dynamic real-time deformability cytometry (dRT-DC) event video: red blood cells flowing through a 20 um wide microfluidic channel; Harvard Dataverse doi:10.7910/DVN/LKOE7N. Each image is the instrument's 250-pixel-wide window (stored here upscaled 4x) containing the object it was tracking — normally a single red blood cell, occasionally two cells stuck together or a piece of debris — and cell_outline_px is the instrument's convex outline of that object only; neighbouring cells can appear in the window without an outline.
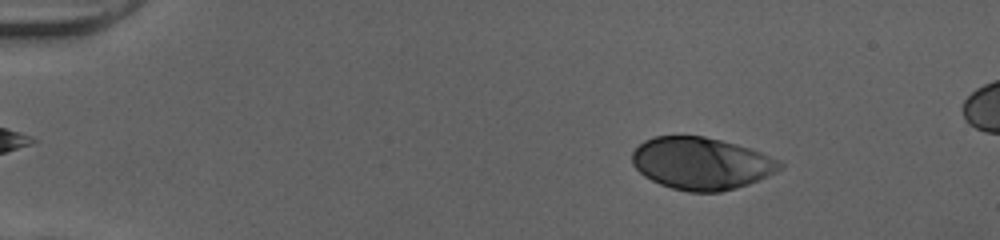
{"species": "human", "species_latin": "Homo sapiens", "temperature_condition": "cold", "stored_images_in_passage": 50, "camera_frame_rate_fps": 3000, "um_per_image_px": 0.085, "donor": {"sex": "female"}, "frame": {"image": 1, "passage_image": 7, "time_ms": 2.0, "image_size_px": [1000, 240], "cell_outline_px": [[784, 164], [776, 172], [748, 184], [736, 188], [720, 192], [688, 192], [672, 188], [660, 184], [644, 176], [632, 164], [632, 152], [644, 140], [656, 136], [704, 136], [736, 144], [760, 152], [780, 160]], "centroid_in_image_um": [59.6, 13.89], "position_along_channel_um": 25.4, "area_um2": 44.8}}
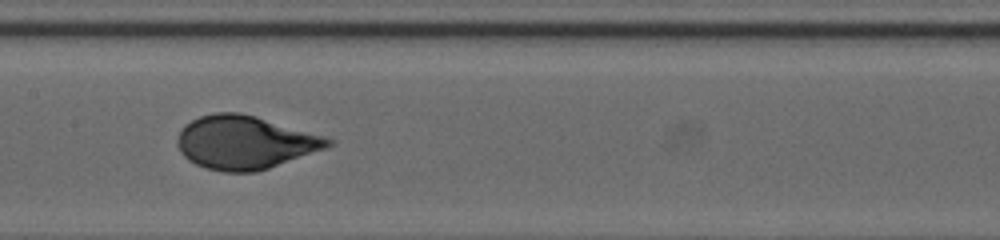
{"frame": {"image": 2, "passage_image": 26, "time_ms": 8.333, "image_size_px": [1000, 240], "cell_outline_px": [[336, 140], [332, 144], [324, 148], [268, 168], [256, 172], [224, 172], [204, 168], [188, 160], [180, 152], [176, 144], [176, 140], [184, 124], [200, 116], [216, 112], [240, 112], [256, 116]], "centroid_in_image_um": [20.75, 12.1], "position_along_channel_um": 186.6, "area_um2": 46.53}}
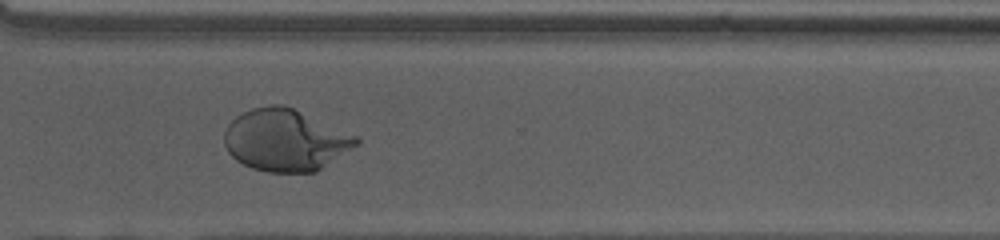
{"frame": {"image": 3, "passage_image": 38, "time_ms": 12.333, "image_size_px": [1000, 240], "cell_outline_px": [[360, 144], [316, 172], [268, 172], [252, 168], [236, 160], [228, 152], [224, 144], [224, 132], [228, 124], [236, 116], [252, 108], [272, 104], [284, 104], [360, 136]], "centroid_in_image_um": [24.29, 11.9], "position_along_channel_um": 346.3, "area_um2": 47.97}, "authors_computed_cell_mechanics": {"area_um2": 46.3845, "velocity_mm_per_s": 3.9981, "shape_relaxation_time_tau1_ms": 3.4792, "shape_relaxation_time_tau2_ms": null, "deformation_change_tau1": 0.1927, "deformation_change_tau2": null}}